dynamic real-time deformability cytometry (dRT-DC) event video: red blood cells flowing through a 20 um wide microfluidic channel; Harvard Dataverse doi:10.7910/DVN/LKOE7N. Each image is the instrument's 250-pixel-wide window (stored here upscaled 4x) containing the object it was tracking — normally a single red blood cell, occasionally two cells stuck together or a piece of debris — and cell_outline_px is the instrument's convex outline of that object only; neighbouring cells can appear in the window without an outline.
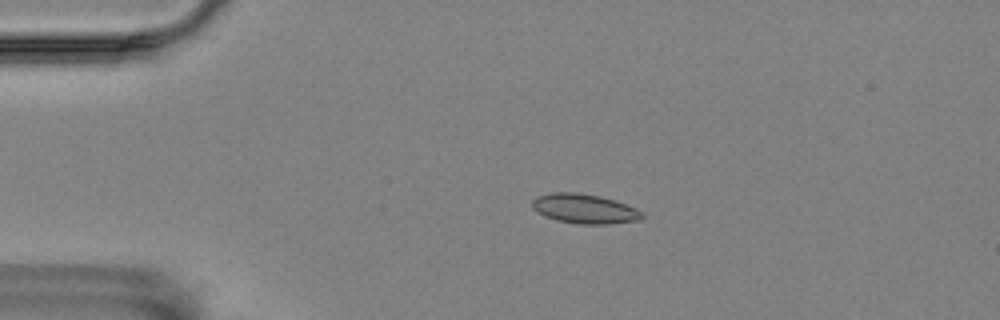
{"species": "Egyptian fruit bat (a non-hibernating species)", "species_latin": "Rousettus aegyptiacus", "temperature_condition": "room temperature", "stored_images_in_passage": 58, "camera_frame_rate_fps": 3000, "um_per_image_px": 0.085, "animal": {"sex": "female"}, "frame": {"image": 1, "passage_image": 13, "time_ms": 4.0, "image_size_px": [1000, 320], "cell_outline_px": [[644, 216], [640, 220], [608, 224], [580, 224], [556, 220], [544, 216], [532, 208], [532, 200], [536, 196], [552, 192], [576, 192], [600, 196], [616, 200], [636, 208], [644, 212]], "centroid_in_image_um": [49.69, 17.74], "position_along_channel_um": 35.3, "area_um2": 19.13}}
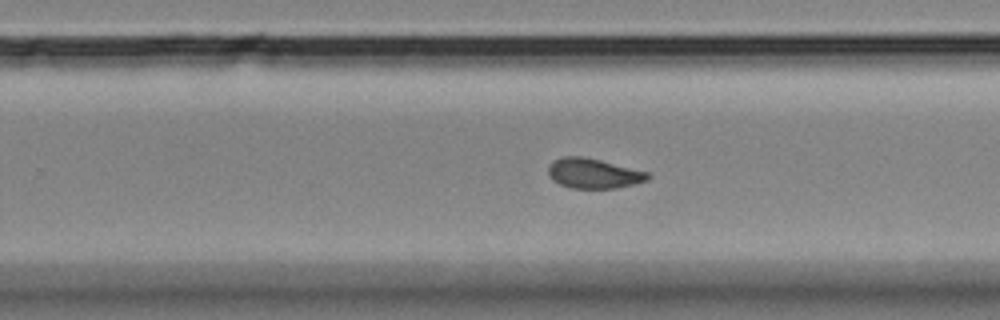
{"frame": {"image": 2, "passage_image": 37, "time_ms": 12.0, "image_size_px": [1000, 320], "cell_outline_px": [[652, 176], [648, 180], [636, 184], [616, 188], [572, 188], [560, 184], [552, 180], [548, 172], [548, 168], [552, 160], [564, 156], [584, 156], [648, 172]], "centroid_in_image_um": [50.46, 14.74], "position_along_channel_um": 279.3, "area_um2": 17.46}}
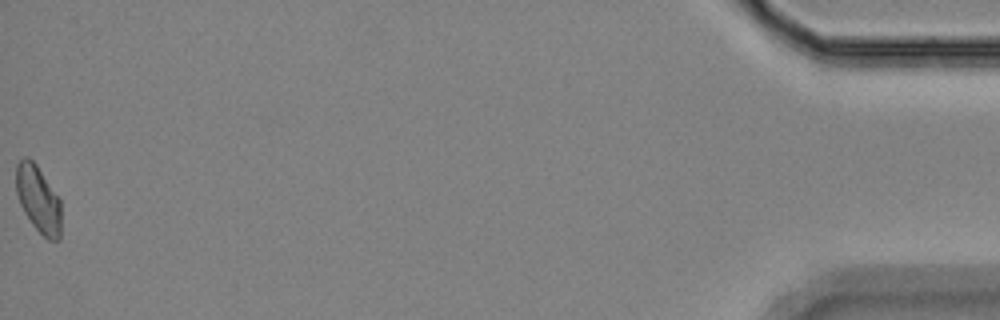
{"frame": {"image": 3, "passage_image": 58, "time_ms": 19.0, "image_size_px": [1000, 320], "cell_outline_px": [[60, 240], [48, 240], [32, 224], [24, 212], [20, 204], [16, 192], [16, 164], [24, 156], [28, 156], [36, 164], [60, 200]], "centroid_in_image_um": [3.24, 16.91], "position_along_channel_um": 432.0, "area_um2": 17.4}, "authors_computed_cell_mechanics": {"area_um2": 17.5712, "velocity_mm_per_s": 3.5251, "shape_relaxation_time_tau1_ms": null, "shape_relaxation_time_tau2_ms": 0.8392, "deformation_change_tau1": null, "deformation_change_tau2": 0.0396}}